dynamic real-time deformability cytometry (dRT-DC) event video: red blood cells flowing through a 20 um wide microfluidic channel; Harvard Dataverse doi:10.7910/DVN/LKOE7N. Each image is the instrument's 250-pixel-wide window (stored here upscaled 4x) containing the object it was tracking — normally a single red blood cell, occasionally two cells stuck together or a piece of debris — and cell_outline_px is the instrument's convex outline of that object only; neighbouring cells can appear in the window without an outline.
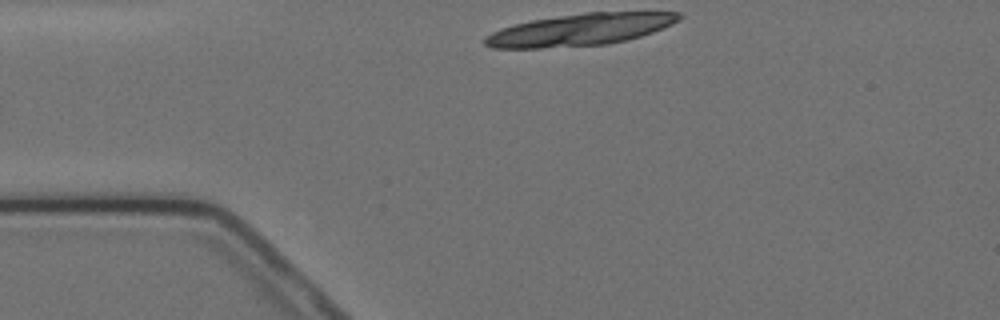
{"species": "Egyptian fruit bat (a non-hibernating species)", "species_latin": "Rousettus aegyptiacus", "temperature_condition": "cold", "stored_images_in_passage": 3, "camera_frame_rate_fps": 3000, "um_per_image_px": 0.085, "animal": {"sex": "female"}, "frame": {"image": 1, "passage_image": 3, "time_ms": 2.667, "image_size_px": [1000, 320], "cell_outline_px": [[684, 16], [680, 20], [672, 24], [652, 32], [640, 36], [608, 44], [540, 48], [492, 48], [484, 44], [484, 36], [500, 28], [528, 20], [584, 12], [680, 12]], "centroid_in_image_um": [49.28, 2.51], "position_along_channel_um": 35.7, "area_um2": 36.18}}